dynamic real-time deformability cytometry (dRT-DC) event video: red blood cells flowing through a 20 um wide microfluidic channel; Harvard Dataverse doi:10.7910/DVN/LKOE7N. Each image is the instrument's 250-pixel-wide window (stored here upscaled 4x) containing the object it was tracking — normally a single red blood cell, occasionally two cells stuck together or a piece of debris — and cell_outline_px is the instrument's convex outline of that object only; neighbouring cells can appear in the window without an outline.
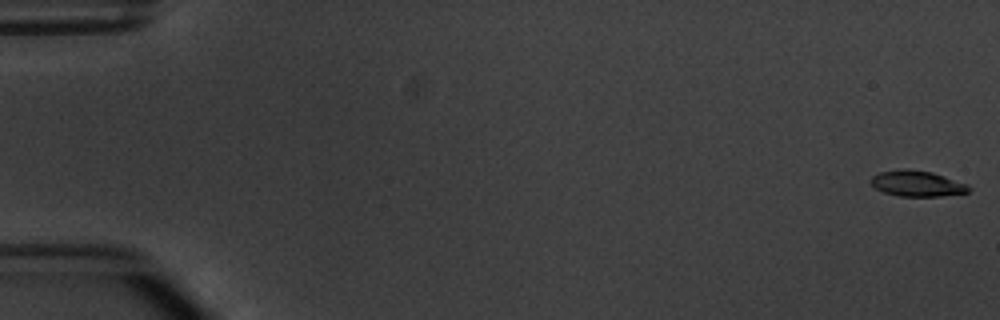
{"species": "common noctule bat (a hibernating species)", "species_latin": "Nyctalus noctula", "temperature_condition": "warm", "stored_images_in_passage": 6, "camera_frame_rate_fps": 3000, "um_per_image_px": 0.085, "animal": {"sex": "male", "body_mass_g": 20.1, "forearm_length_mm": 53.5}, "frame": {"image": 1, "passage_image": 1, "time_ms": 0.0, "image_size_px": [1000, 320], "cell_outline_px": [[972, 188], [968, 192], [940, 196], [900, 196], [884, 192], [876, 188], [868, 180], [872, 176], [880, 172], [904, 168], [908, 168], [932, 172], [968, 184]], "centroid_in_image_um": [77.95, 15.59], "position_along_channel_um": 7.1, "area_um2": 14.74}}